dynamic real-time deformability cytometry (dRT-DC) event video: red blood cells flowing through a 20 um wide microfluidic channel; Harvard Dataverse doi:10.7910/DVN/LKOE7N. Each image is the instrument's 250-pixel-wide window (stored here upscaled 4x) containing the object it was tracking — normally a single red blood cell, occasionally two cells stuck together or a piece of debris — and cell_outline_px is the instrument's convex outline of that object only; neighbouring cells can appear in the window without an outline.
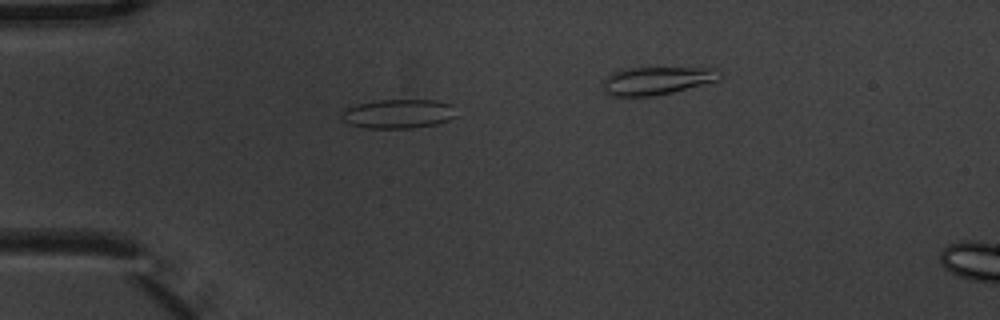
{"species": "common noctule bat (a hibernating species)", "species_latin": "Nyctalus noctula", "temperature_condition": "warm", "stored_images_in_passage": 5, "camera_frame_rate_fps": 3000, "um_per_image_px": 0.085, "animal": {"sex": "male", "body_mass_g": 20.1, "forearm_length_mm": 53.5}, "frame": {"image": 1, "passage_image": 4, "time_ms": 1.0, "image_size_px": [1000, 320], "cell_outline_px": [[456, 116], [448, 120], [436, 124], [412, 128], [368, 128], [348, 124], [340, 116], [340, 112], [344, 108], [360, 104], [380, 100], [436, 100], [452, 104]], "centroid_in_image_um": [33.84, 9.67], "position_along_channel_um": 51.2, "area_um2": 19.48}}